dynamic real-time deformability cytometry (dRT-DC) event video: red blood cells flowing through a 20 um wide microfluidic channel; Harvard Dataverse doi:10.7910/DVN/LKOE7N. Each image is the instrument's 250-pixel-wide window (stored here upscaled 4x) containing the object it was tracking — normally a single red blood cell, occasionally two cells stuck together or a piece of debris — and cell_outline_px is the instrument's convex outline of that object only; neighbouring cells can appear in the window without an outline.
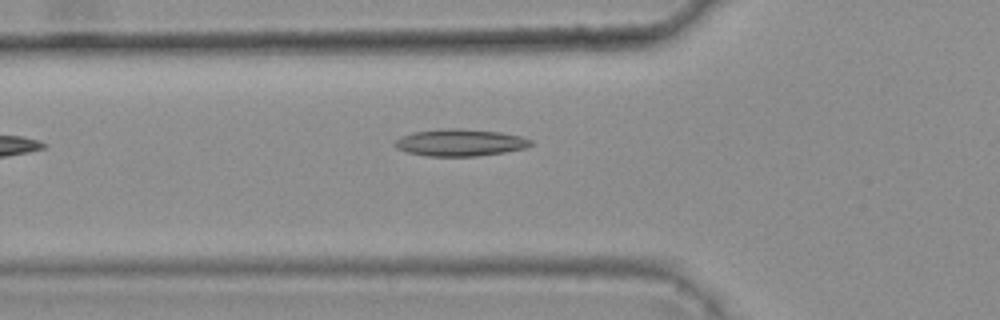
{"species": "common noctule bat (a hibernating species)", "species_latin": "Nyctalus noctula", "temperature_condition": "warm", "stored_images_in_passage": 7, "camera_frame_rate_fps": 3000, "um_per_image_px": 0.085, "animal": {"sex": "female", "body_mass_g": 25.1}, "frame": {"image": 1, "passage_image": 7, "time_ms": 2.0, "image_size_px": [1000, 320], "cell_outline_px": [[536, 144], [524, 148], [504, 152], [476, 156], [428, 156], [408, 152], [396, 148], [392, 144], [400, 136], [412, 132], [444, 128], [456, 128], [500, 132], [520, 136], [532, 140]], "centroid_in_image_um": [39.1, 12.11], "position_along_channel_um": 86.7, "area_um2": 21.44}}